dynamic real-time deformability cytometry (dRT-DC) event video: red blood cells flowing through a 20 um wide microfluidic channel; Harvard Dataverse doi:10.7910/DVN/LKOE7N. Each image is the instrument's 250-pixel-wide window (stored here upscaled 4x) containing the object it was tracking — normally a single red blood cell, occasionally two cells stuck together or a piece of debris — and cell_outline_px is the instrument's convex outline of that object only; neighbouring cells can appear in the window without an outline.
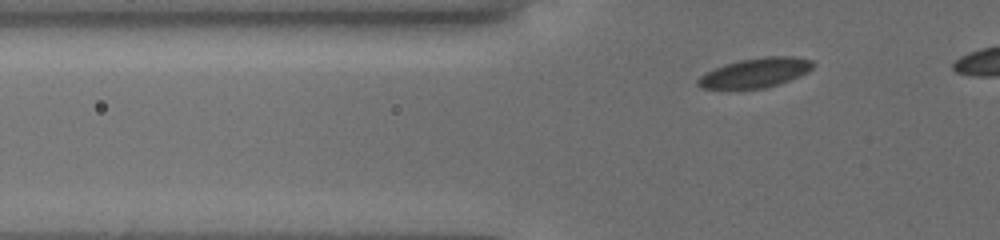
{"species": "common noctule bat (a hibernating species)", "species_latin": "Nyctalus noctula", "temperature_condition": "cold", "stored_images_in_passage": 18, "camera_frame_rate_fps": 3000, "um_per_image_px": 0.085, "animal": {"sex": "female", "body_mass_g": 19.5, "forearm_length_mm": 54.1}, "frame": {"image": 1, "passage_image": 6, "time_ms": 1.0, "image_size_px": [1000, 240], "cell_outline_px": [[812, 68], [808, 72], [788, 80], [764, 88], [700, 88], [696, 84], [696, 80], [700, 76], [724, 64], [740, 60], [764, 56], [792, 56], [812, 60]], "centroid_in_image_um": [64.19, 6.17], "position_along_channel_um": 61.6, "area_um2": 19.42}}
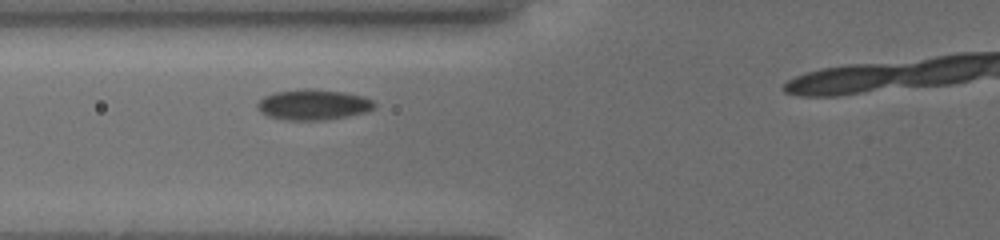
{"frame": {"image": 2, "passage_image": 13, "time_ms": 2.333, "image_size_px": [1000, 240], "cell_outline_px": [[376, 104], [368, 112], [348, 116], [324, 120], [288, 120], [268, 116], [260, 112], [256, 108], [256, 104], [264, 96], [276, 92], [304, 88], [312, 88], [344, 92], [364, 96], [372, 100]], "centroid_in_image_um": [26.63, 8.89], "position_along_channel_um": 99.2, "area_um2": 20.98}}
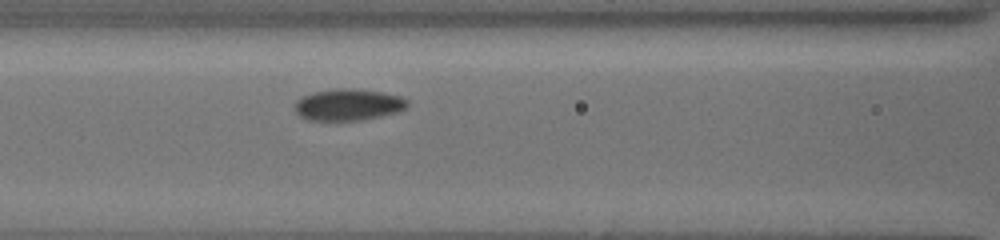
{"frame": {"image": 3, "passage_image": 17, "time_ms": 3.333, "image_size_px": [1000, 240], "cell_outline_px": [[408, 108], [400, 112], [364, 120], [336, 124], [308, 120], [300, 116], [296, 112], [296, 100], [312, 92], [336, 88], [356, 88], [380, 92], [400, 96], [408, 100]], "centroid_in_image_um": [29.61, 8.95], "position_along_channel_um": 137.0, "area_um2": 21.73}}